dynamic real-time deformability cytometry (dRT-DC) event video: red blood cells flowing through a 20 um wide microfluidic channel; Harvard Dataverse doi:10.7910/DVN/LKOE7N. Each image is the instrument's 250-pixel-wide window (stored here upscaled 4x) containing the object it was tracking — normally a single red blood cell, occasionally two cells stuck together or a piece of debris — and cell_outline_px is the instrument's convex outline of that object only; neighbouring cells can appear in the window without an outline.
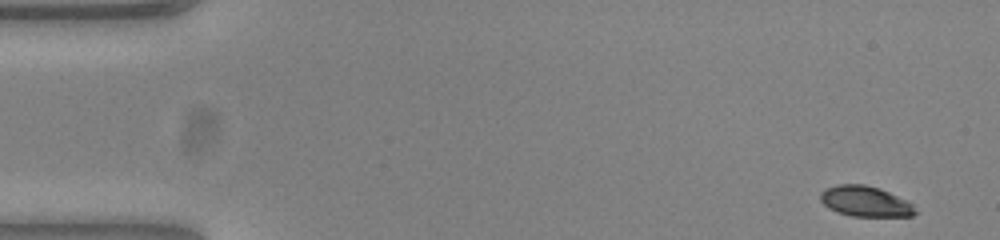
{"species": "common noctule bat (a hibernating species)", "species_latin": "Nyctalus noctula", "temperature_condition": "warm", "stored_images_in_passage": 51, "camera_frame_rate_fps": 3000, "um_per_image_px": 0.085, "animal": {"sex": "female", "body_mass_g": 23.0, "forearm_length_mm": 53.4}, "frame": {"image": 1, "passage_image": 1, "time_ms": 0.0, "image_size_px": [1000, 240], "cell_outline_px": [[916, 212], [912, 216], [852, 216], [828, 208], [820, 200], [820, 192], [824, 188], [836, 184], [864, 184], [880, 188], [908, 200], [912, 204]], "centroid_in_image_um": [73.54, 17.09], "position_along_channel_um": 11.5, "area_um2": 16.94}}
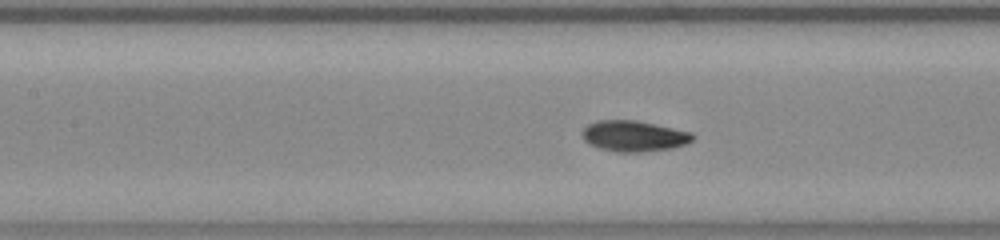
{"frame": {"image": 2, "passage_image": 22, "time_ms": 7.0, "image_size_px": [1000, 240], "cell_outline_px": [[696, 136], [692, 140], [684, 144], [672, 148], [640, 152], [616, 152], [600, 148], [584, 140], [580, 132], [588, 124], [596, 120], [636, 120], [692, 132]], "centroid_in_image_um": [53.87, 11.55], "position_along_channel_um": 153.5, "area_um2": 19.83}}
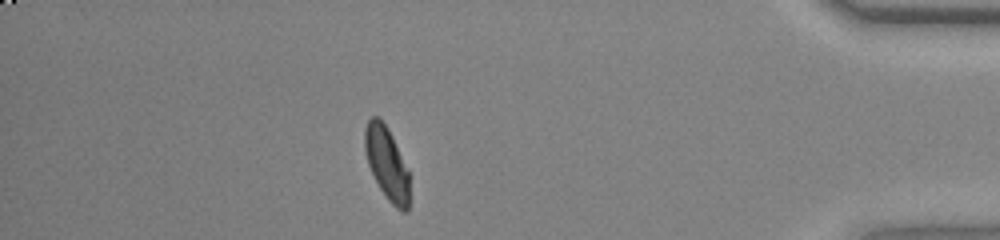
{"frame": {"image": 3, "passage_image": 45, "time_ms": 14.667, "image_size_px": [1000, 240], "cell_outline_px": [[408, 212], [400, 212], [388, 200], [380, 188], [368, 164], [364, 148], [364, 128], [368, 120], [372, 116], [376, 116], [388, 128], [408, 168]], "centroid_in_image_um": [32.87, 13.88], "position_along_channel_um": 402.3, "area_um2": 18.79}, "authors_computed_cell_mechanics": {"area_um2": 19.074, "velocity_mm_per_s": 3.8381, "shape_relaxation_time_tau1_ms": 3.6849, "shape_relaxation_time_tau2_ms": 1.4158, "deformation_change_tau1": 0.1421, "deformation_change_tau2": 0.0507}}